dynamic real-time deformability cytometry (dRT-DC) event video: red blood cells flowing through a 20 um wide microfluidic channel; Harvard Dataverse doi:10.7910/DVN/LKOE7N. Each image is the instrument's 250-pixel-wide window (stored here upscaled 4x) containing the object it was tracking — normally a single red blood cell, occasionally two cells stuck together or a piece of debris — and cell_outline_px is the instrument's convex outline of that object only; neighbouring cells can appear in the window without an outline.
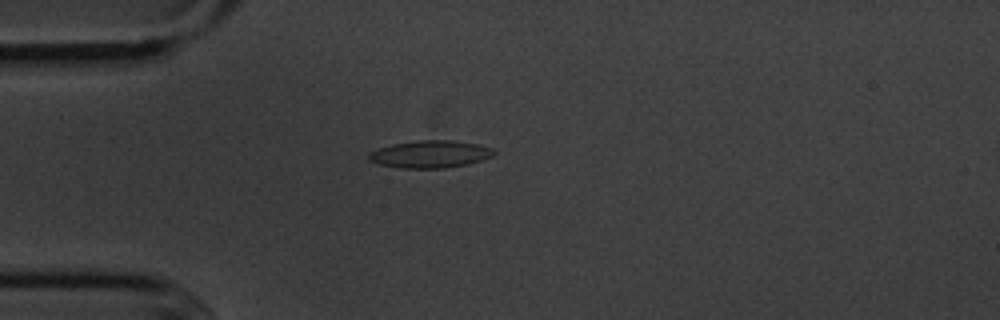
{"species": "common noctule bat (a hibernating species)", "species_latin": "Nyctalus noctula", "temperature_condition": "cold", "stored_images_in_passage": 10, "camera_frame_rate_fps": 3000, "um_per_image_px": 0.085, "animal": {"sex": "male", "body_mass_g": 20.1, "forearm_length_mm": 53.5}, "frame": {"image": 1, "passage_image": 4, "time_ms": 3.667, "image_size_px": [1000, 320], "cell_outline_px": [[496, 152], [492, 156], [468, 164], [444, 168], [400, 168], [380, 164], [368, 160], [368, 152], [376, 148], [392, 144], [416, 140], [452, 140], [480, 144], [492, 148]], "centroid_in_image_um": [36.54, 13.09], "position_along_channel_um": 48.5, "area_um2": 20.11}}
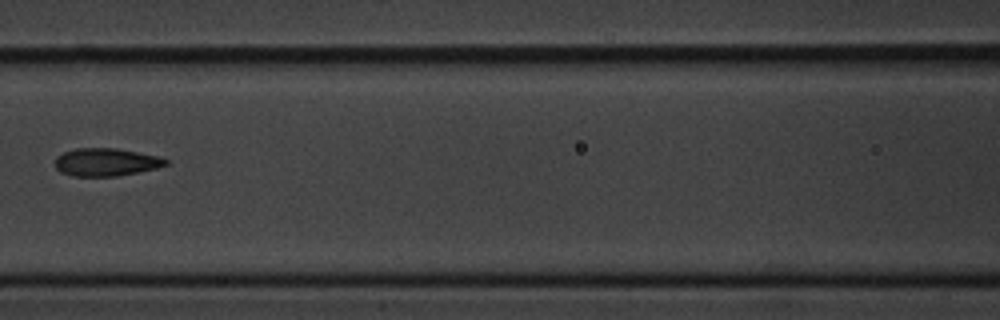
{"frame": {"image": 2, "passage_image": 7, "time_ms": 7.0, "image_size_px": [1000, 320], "cell_outline_px": [[168, 164], [156, 168], [116, 176], [72, 176], [60, 172], [56, 168], [56, 156], [64, 152], [76, 148], [116, 148], [160, 156], [168, 160]], "centroid_in_image_um": [9.01, 13.77], "position_along_channel_um": 157.6, "area_um2": 17.92}}
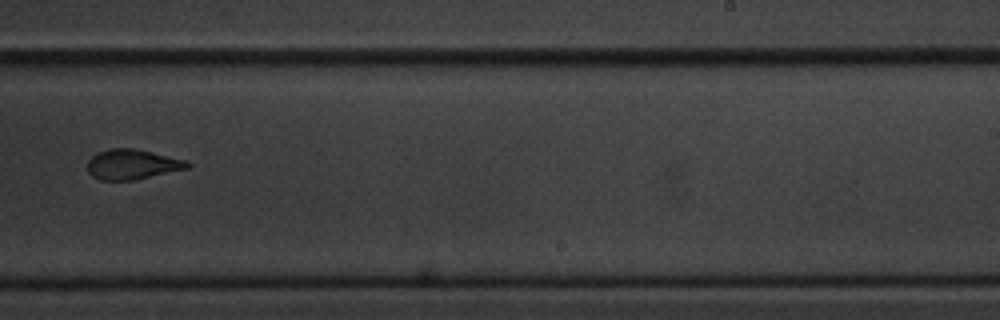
{"frame": {"image": 3, "passage_image": 10, "time_ms": 10.333, "image_size_px": [1000, 320], "cell_outline_px": [[192, 164], [188, 168], [132, 180], [100, 180], [92, 176], [88, 172], [88, 160], [96, 152], [112, 148], [132, 148], [152, 152], [184, 160]], "centroid_in_image_um": [11.19, 13.97], "position_along_channel_um": 277.8, "area_um2": 17.28}}